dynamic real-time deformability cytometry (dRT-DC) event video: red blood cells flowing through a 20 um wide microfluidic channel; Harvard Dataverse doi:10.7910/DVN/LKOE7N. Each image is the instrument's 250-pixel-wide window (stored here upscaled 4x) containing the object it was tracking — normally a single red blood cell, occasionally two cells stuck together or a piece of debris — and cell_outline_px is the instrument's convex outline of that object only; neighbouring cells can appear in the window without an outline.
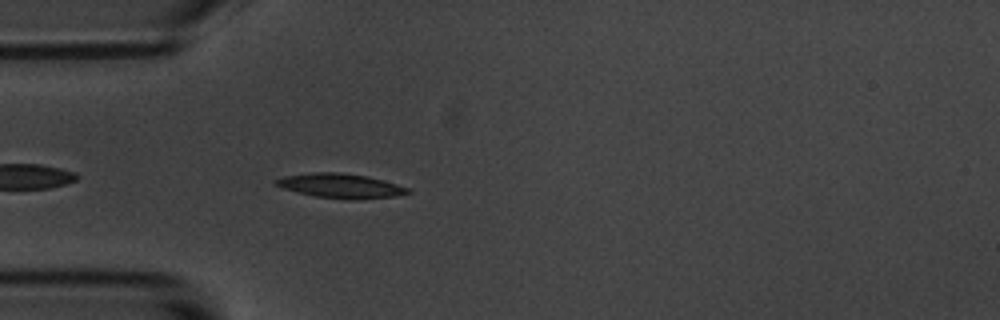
{"species": "common noctule bat (a hibernating species)", "species_latin": "Nyctalus noctula", "temperature_condition": "room temperature", "stored_images_in_passage": 4, "camera_frame_rate_fps": 3000, "um_per_image_px": 0.085, "animal": {"sex": "male", "body_mass_g": 20.1, "forearm_length_mm": 53.5}, "frame": {"image": 1, "passage_image": 4, "time_ms": 3.333, "image_size_px": [1000, 320], "cell_outline_px": [[412, 192], [396, 196], [356, 200], [348, 200], [316, 196], [296, 192], [272, 184], [272, 180], [284, 176], [312, 172], [340, 172], [368, 176], [396, 184], [408, 188]], "centroid_in_image_um": [28.91, 15.79], "position_along_channel_um": 56.1, "area_um2": 18.96}}